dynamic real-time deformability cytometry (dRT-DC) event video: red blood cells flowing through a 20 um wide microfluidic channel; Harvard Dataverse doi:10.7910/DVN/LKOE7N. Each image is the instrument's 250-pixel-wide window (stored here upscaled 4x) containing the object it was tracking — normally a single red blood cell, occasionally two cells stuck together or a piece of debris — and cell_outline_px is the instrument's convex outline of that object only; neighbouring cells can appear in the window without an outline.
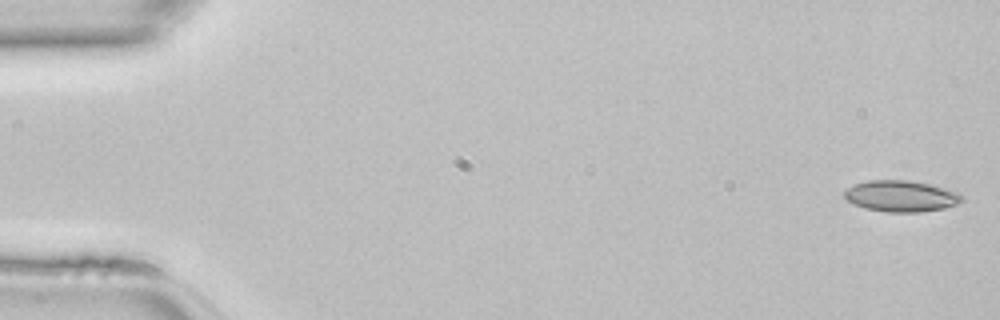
{"species": "common noctule bat (a hibernating species)", "species_latin": "Nyctalus noctula", "temperature_condition": "room temperature", "stored_images_in_passage": 45, "camera_frame_rate_fps": 3000, "um_per_image_px": 0.085, "animal": {"sex": "female", "body_mass_g": 22.7, "forearm_length_mm": 54.2}, "frame": {"image": 1, "passage_image": 1, "time_ms": 0.0, "image_size_px": [1000, 320], "cell_outline_px": [[964, 200], [956, 204], [944, 208], [920, 212], [888, 212], [864, 208], [848, 200], [844, 196], [844, 192], [848, 188], [856, 184], [868, 180], [908, 180], [928, 184], [960, 192]], "centroid_in_image_um": [76.62, 16.67], "position_along_channel_um": 8.4, "area_um2": 21.21}}
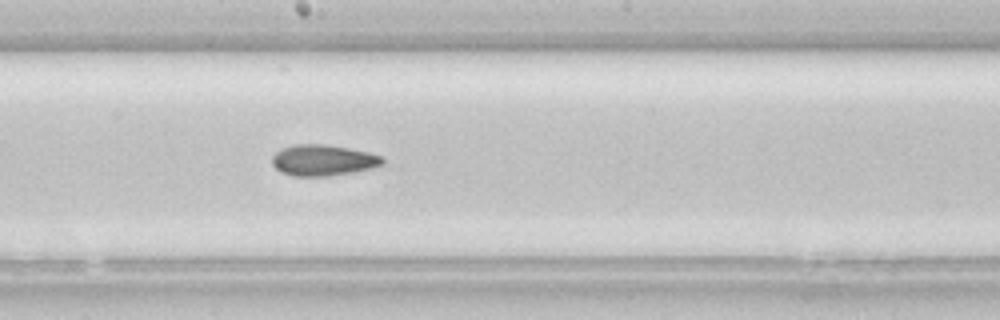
{"frame": {"image": 2, "passage_image": 25, "time_ms": 8.0, "image_size_px": [1000, 320], "cell_outline_px": [[384, 164], [372, 168], [352, 172], [328, 176], [292, 176], [280, 172], [272, 164], [272, 156], [280, 148], [292, 144], [324, 144], [348, 148], [368, 152], [380, 156], [384, 160]], "centroid_in_image_um": [27.42, 13.62], "position_along_channel_um": 220.8, "area_um2": 20.06}}
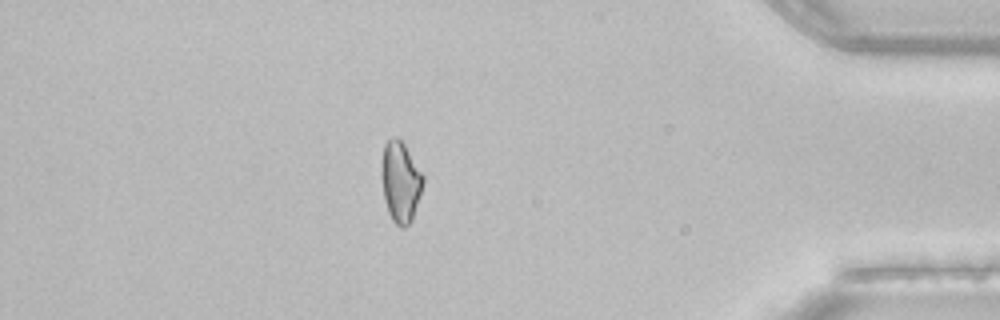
{"frame": {"image": 3, "passage_image": 40, "time_ms": 13.0, "image_size_px": [1000, 320], "cell_outline_px": [[424, 184], [412, 220], [404, 228], [400, 228], [392, 220], [388, 212], [384, 200], [380, 176], [380, 168], [384, 144], [392, 136], [396, 136], [404, 144], [424, 176]], "centroid_in_image_um": [34.02, 15.46], "position_along_channel_um": 401.2, "area_um2": 19.88}}